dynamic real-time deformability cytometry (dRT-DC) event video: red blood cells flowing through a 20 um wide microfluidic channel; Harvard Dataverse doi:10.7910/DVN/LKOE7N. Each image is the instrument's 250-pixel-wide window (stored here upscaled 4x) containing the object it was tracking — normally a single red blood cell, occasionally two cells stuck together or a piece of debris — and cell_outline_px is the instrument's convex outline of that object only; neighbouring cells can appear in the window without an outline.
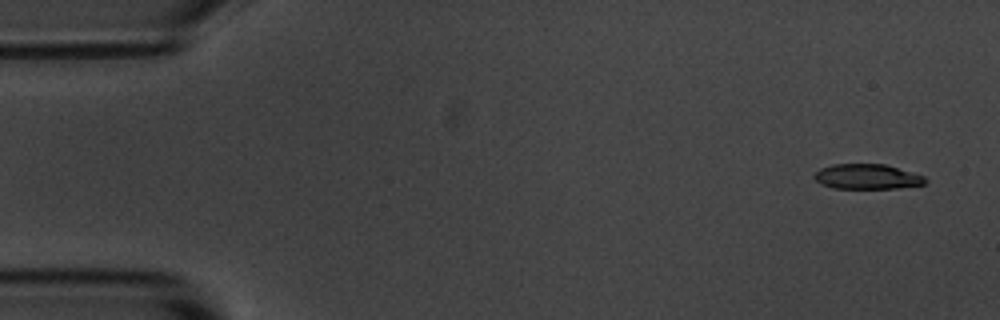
{"species": "common noctule bat (a hibernating species)", "species_latin": "Nyctalus noctula", "temperature_condition": "room temperature", "stored_images_in_passage": 6, "camera_frame_rate_fps": 3000, "um_per_image_px": 0.085, "animal": {"sex": "male", "body_mass_g": 20.1, "forearm_length_mm": 53.5}, "frame": {"image": 1, "passage_image": 1, "time_ms": 0.0, "image_size_px": [1000, 320], "cell_outline_px": [[928, 180], [924, 184], [896, 188], [832, 188], [816, 180], [812, 176], [820, 168], [832, 164], [884, 164], [924, 176]], "centroid_in_image_um": [73.69, 15.01], "position_along_channel_um": 11.3, "area_um2": 16.01}}
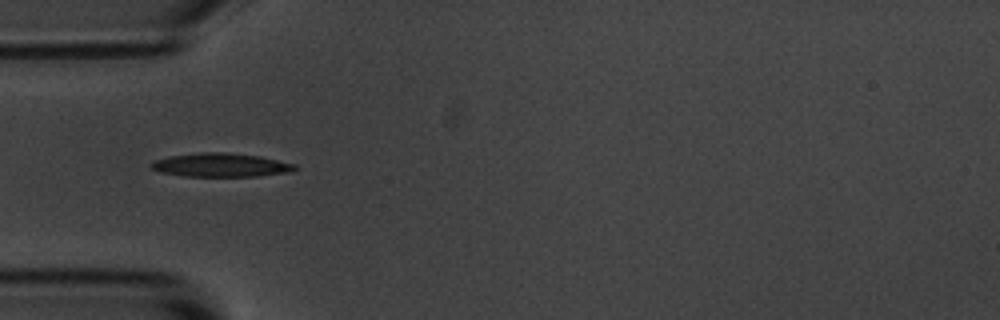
{"frame": {"image": 2, "passage_image": 4, "time_ms": 4.667, "image_size_px": [1000, 320], "cell_outline_px": [[296, 168], [288, 172], [256, 176], [184, 176], [160, 172], [152, 168], [148, 164], [156, 160], [168, 156], [200, 152], [224, 152], [260, 156], [296, 164]], "centroid_in_image_um": [18.73, 14.02], "position_along_channel_um": 66.3, "area_um2": 19.71}}
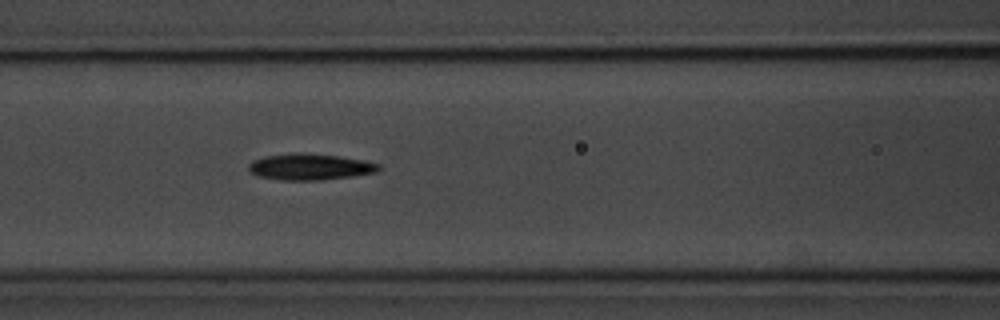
{"frame": {"image": 3, "passage_image": 6, "time_ms": 6.667, "image_size_px": [1000, 320], "cell_outline_px": [[380, 168], [376, 172], [352, 176], [320, 180], [280, 180], [260, 176], [248, 172], [248, 164], [252, 160], [264, 156], [296, 152], [304, 152], [336, 156], [364, 160], [380, 164]], "centroid_in_image_um": [26.3, 14.17], "position_along_channel_um": 140.3, "area_um2": 20.0}}